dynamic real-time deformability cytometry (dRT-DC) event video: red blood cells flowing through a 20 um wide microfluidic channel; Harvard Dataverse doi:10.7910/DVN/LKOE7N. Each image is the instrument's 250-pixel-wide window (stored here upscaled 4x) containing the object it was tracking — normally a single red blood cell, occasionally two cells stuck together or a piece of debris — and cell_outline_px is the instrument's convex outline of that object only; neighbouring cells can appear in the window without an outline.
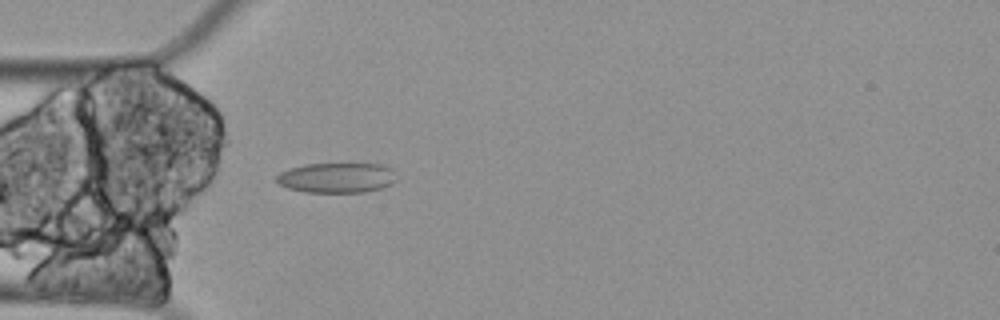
{"species": "Egyptian fruit bat (a non-hibernating species)", "species_latin": "Rousettus aegyptiacus", "temperature_condition": "cold", "stored_images_in_passage": 47, "camera_frame_rate_fps": 3000, "um_per_image_px": 0.085, "animal": {"sex": "female"}, "frame": {"image": 1, "passage_image": 4, "time_ms": 1.0, "image_size_px": [1000, 320], "cell_outline_px": [[396, 180], [392, 184], [380, 188], [364, 192], [304, 192], [288, 188], [280, 184], [276, 180], [276, 176], [280, 172], [288, 168], [304, 164], [384, 164], [392, 168]], "centroid_in_image_um": [28.62, 15.1], "position_along_channel_um": 56.4, "area_um2": 21.1}}
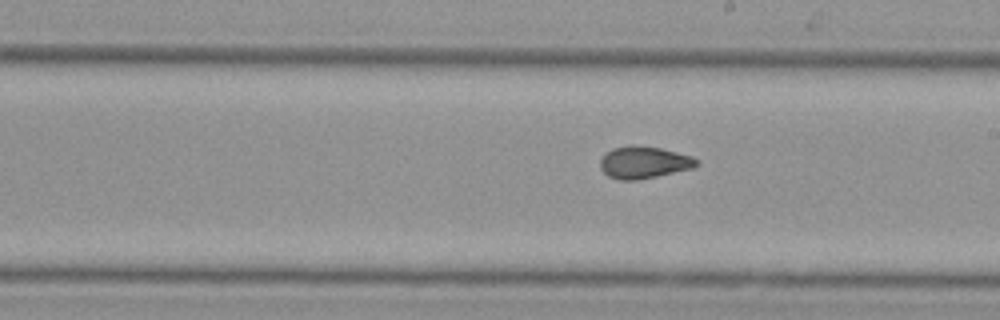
{"frame": {"image": 2, "passage_image": 20, "time_ms": 6.333, "image_size_px": [1000, 320], "cell_outline_px": [[700, 164], [692, 168], [656, 176], [636, 180], [620, 180], [608, 176], [600, 168], [600, 160], [612, 148], [632, 144], [660, 148], [692, 156]], "centroid_in_image_um": [54.71, 13.8], "position_along_channel_um": 234.3, "area_um2": 17.86}}
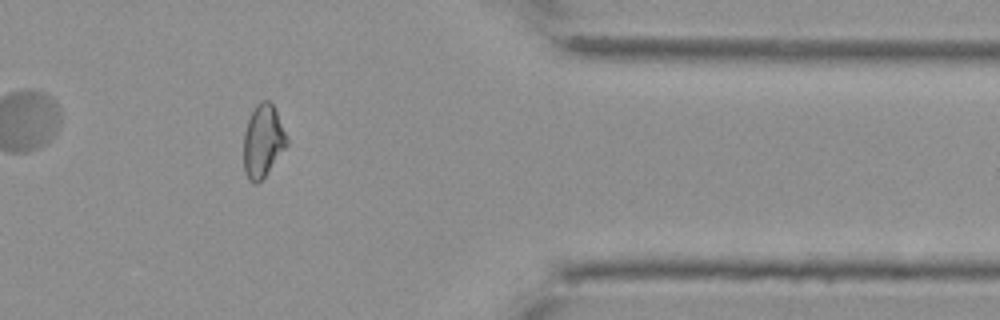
{"frame": {"image": 3, "passage_image": 36, "time_ms": 11.667, "image_size_px": [1000, 320], "cell_outline_px": [[288, 144], [264, 176], [256, 184], [252, 184], [248, 180], [244, 168], [244, 132], [248, 120], [256, 104], [264, 100], [268, 100], [272, 104], [276, 112], [288, 140]], "centroid_in_image_um": [22.33, 12.0], "position_along_channel_um": 389.1, "area_um2": 17.86}, "authors_computed_cell_mechanics": {"area_um2": 18.0914, "velocity_mm_per_s": 3.2632, "shape_relaxation_time_tau1_ms": null, "shape_relaxation_time_tau2_ms": 1.9218, "deformation_change_tau1": null, "deformation_change_tau2": 0.0505}}